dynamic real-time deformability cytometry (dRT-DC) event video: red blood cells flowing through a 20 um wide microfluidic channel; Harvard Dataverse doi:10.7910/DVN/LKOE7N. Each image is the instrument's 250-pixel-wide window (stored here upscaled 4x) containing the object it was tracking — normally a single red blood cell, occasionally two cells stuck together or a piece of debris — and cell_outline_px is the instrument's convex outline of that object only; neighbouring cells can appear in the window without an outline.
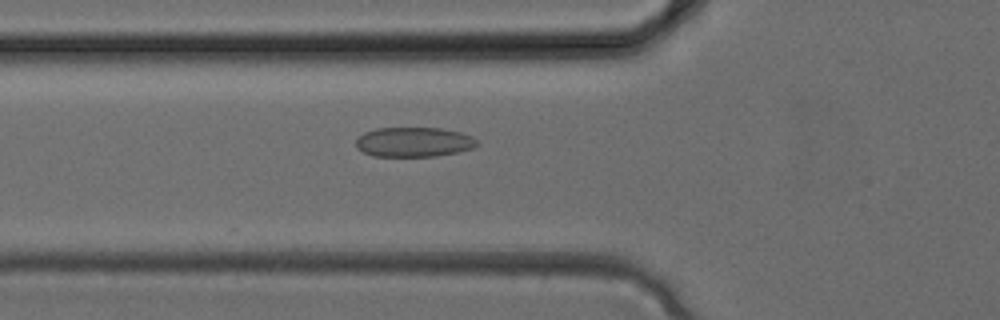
{"species": "common noctule bat (a hibernating species)", "species_latin": "Nyctalus noctula", "temperature_condition": "cold", "stored_images_in_passage": 24, "camera_frame_rate_fps": 3000, "um_per_image_px": 0.085, "animal": {"sex": "female", "body_mass_g": 24.6, "forearm_length_mm": 56.2}, "frame": {"image": 1, "passage_image": 2, "time_ms": 0.333, "image_size_px": [1000, 320], "cell_outline_px": [[476, 144], [472, 148], [456, 152], [436, 156], [372, 156], [356, 148], [356, 140], [364, 132], [376, 128], [440, 128], [460, 132], [472, 136], [476, 140]], "centroid_in_image_um": [35.14, 12.07], "position_along_channel_um": 90.7, "area_um2": 20.81}}
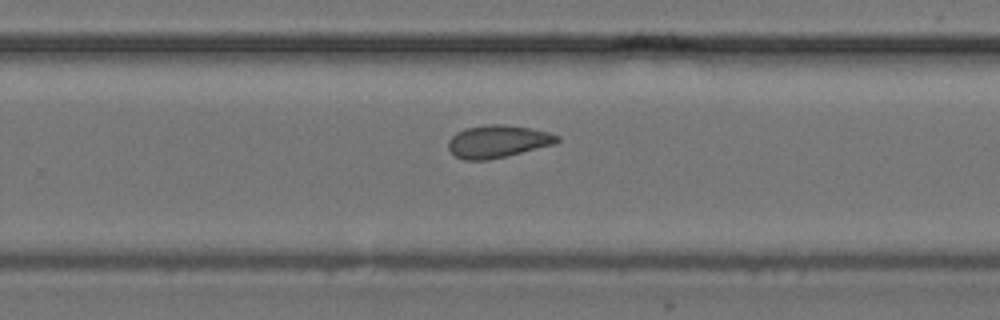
{"frame": {"image": 2, "passage_image": 12, "time_ms": 3.667, "image_size_px": [1000, 320], "cell_outline_px": [[560, 140], [552, 144], [488, 160], [464, 160], [456, 156], [448, 148], [448, 140], [456, 132], [464, 128], [492, 124], [504, 124], [532, 128], [548, 132], [560, 136]], "centroid_in_image_um": [42.27, 12.0], "position_along_channel_um": 287.5, "area_um2": 20.4}}
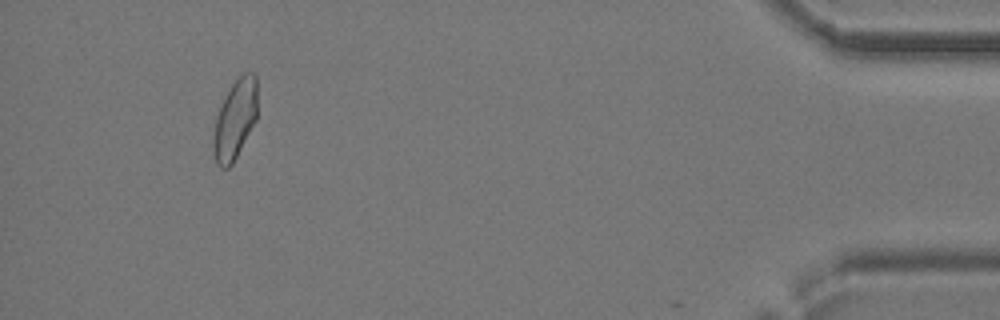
{"frame": {"image": 3, "passage_image": 22, "time_ms": 7.0, "image_size_px": [1000, 320], "cell_outline_px": [[256, 120], [232, 164], [228, 168], [220, 168], [216, 164], [212, 152], [212, 140], [216, 116], [232, 84], [244, 72], [252, 72], [256, 76]], "centroid_in_image_um": [19.95, 10.2], "position_along_channel_um": 415.2, "area_um2": 20.17}}